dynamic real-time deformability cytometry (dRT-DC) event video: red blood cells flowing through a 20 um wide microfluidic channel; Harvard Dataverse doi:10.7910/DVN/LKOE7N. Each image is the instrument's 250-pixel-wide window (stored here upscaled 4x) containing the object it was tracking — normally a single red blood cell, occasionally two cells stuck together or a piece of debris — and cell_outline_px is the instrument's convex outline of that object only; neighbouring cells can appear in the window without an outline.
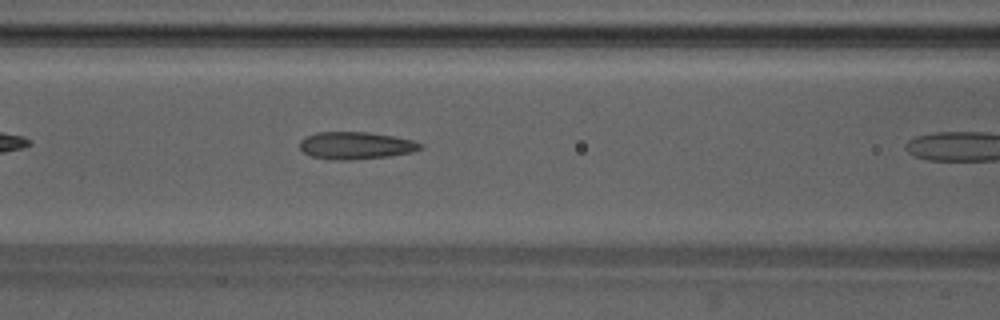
{"species": "Egyptian fruit bat (a non-hibernating species)", "species_latin": "Rousettus aegyptiacus", "temperature_condition": "warm", "stored_images_in_passage": 8, "camera_frame_rate_fps": 3000, "um_per_image_px": 0.085, "animal": {"sex": "male"}, "frame": {"image": 1, "passage_image": 7, "time_ms": 2.0, "image_size_px": [1000, 320], "cell_outline_px": [[424, 148], [412, 152], [388, 156], [352, 160], [332, 160], [312, 156], [304, 152], [300, 148], [300, 140], [316, 132], [368, 132], [392, 136], [412, 140], [424, 144]], "centroid_in_image_um": [30.26, 12.37], "position_along_channel_um": 136.3, "area_um2": 19.19}}